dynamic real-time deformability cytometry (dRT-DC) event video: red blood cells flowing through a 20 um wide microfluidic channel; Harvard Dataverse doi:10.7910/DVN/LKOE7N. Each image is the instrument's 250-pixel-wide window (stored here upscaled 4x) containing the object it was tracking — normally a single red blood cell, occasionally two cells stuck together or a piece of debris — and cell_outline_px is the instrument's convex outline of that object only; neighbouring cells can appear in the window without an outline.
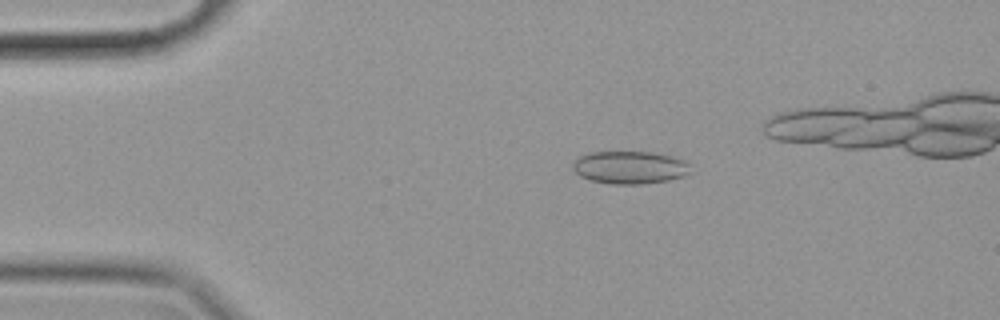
{"species": "common noctule bat (a hibernating species)", "species_latin": "Nyctalus noctula", "temperature_condition": "cold", "stored_images_in_passage": 42, "camera_frame_rate_fps": 3000, "um_per_image_px": 0.085, "animal": {"sex": "female", "body_mass_g": 19.9}, "frame": {"image": 1, "passage_image": 6, "time_ms": 1.667, "image_size_px": [1000, 320], "cell_outline_px": [[692, 172], [684, 176], [668, 180], [644, 184], [612, 184], [592, 180], [580, 176], [572, 168], [572, 164], [580, 156], [592, 152], [652, 152], [672, 156], [684, 160], [692, 164]], "centroid_in_image_um": [53.6, 14.23], "position_along_channel_um": 31.4, "area_um2": 22.6}}
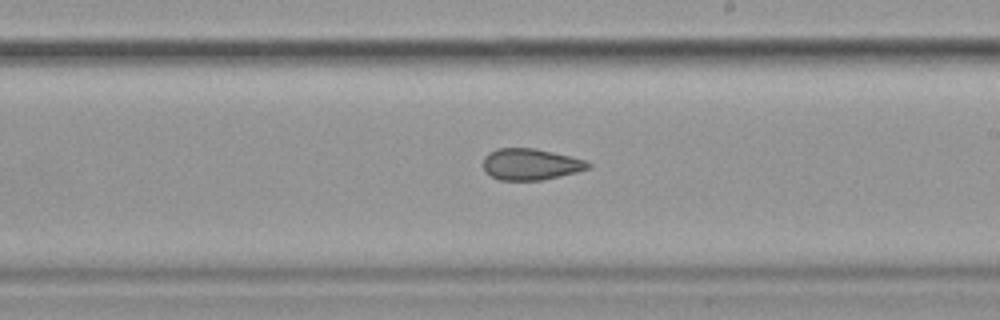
{"frame": {"image": 2, "passage_image": 28, "time_ms": 9.0, "image_size_px": [1000, 320], "cell_outline_px": [[592, 168], [560, 176], [540, 180], [500, 180], [484, 172], [484, 156], [488, 152], [496, 148], [536, 148], [584, 160], [592, 164]], "centroid_in_image_um": [45.08, 13.96], "position_along_channel_um": 243.9, "area_um2": 19.19}}
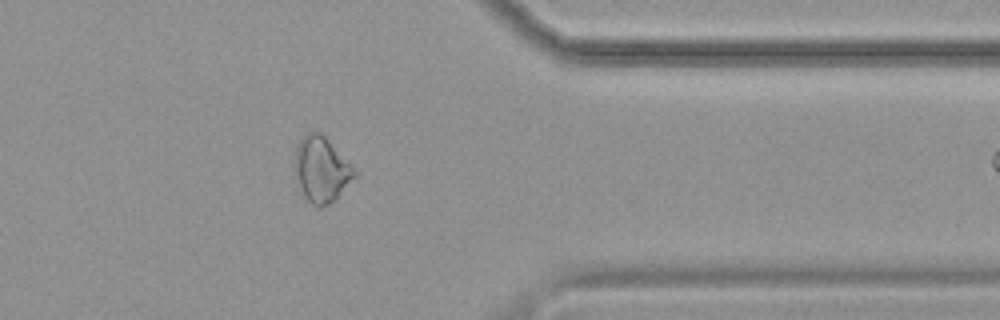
{"frame": {"image": 3, "passage_image": 41, "time_ms": 13.333, "image_size_px": [1000, 320], "cell_outline_px": [[360, 172], [336, 200], [320, 208], [316, 208], [300, 196], [292, 168], [292, 164], [296, 148], [304, 132], [320, 132]], "centroid_in_image_um": [27.28, 14.46], "position_along_channel_um": 384.1, "area_um2": 23.93}}